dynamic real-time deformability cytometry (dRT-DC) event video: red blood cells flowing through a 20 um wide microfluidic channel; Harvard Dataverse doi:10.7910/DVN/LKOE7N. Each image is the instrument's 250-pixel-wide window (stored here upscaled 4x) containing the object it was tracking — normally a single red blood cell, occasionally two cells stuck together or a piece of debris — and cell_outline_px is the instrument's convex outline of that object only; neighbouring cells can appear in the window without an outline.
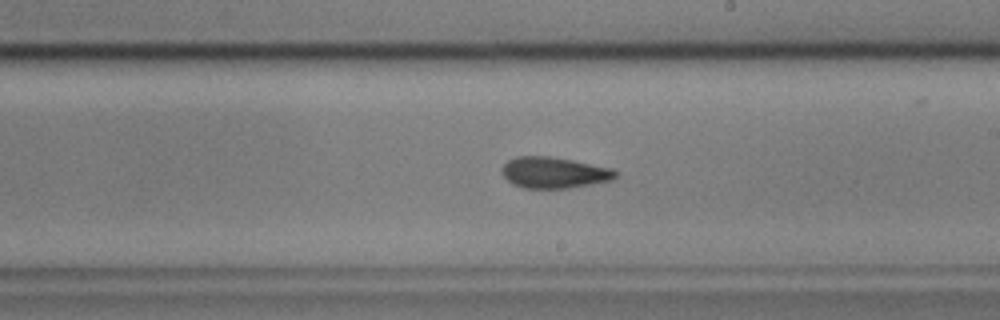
{"species": "common noctule bat (a hibernating species)", "species_latin": "Nyctalus noctula", "temperature_condition": "cold", "stored_images_in_passage": 40, "camera_frame_rate_fps": 3000, "um_per_image_px": 0.085, "animal": {"sex": "male", "body_mass_g": 17.9, "forearm_length_mm": 54.2}, "frame": {"image": 1, "passage_image": 15, "time_ms": 4.667, "image_size_px": [1000, 320], "cell_outline_px": [[620, 172], [612, 180], [568, 188], [524, 188], [512, 184], [504, 176], [500, 168], [508, 160], [516, 156], [548, 156], [572, 160], [612, 168]], "centroid_in_image_um": [47.09, 14.67], "position_along_channel_um": 241.9, "area_um2": 20.63}}
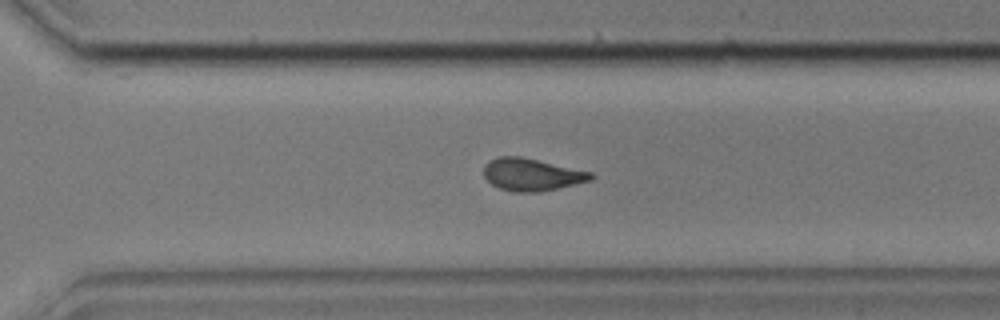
{"frame": {"image": 2, "passage_image": 22, "time_ms": 7.0, "image_size_px": [1000, 320], "cell_outline_px": [[596, 176], [592, 180], [540, 192], [512, 192], [500, 188], [492, 184], [484, 176], [484, 164], [500, 156], [520, 156], [592, 172]], "centroid_in_image_um": [45.21, 14.84], "position_along_channel_um": 325.4, "area_um2": 20.11}}
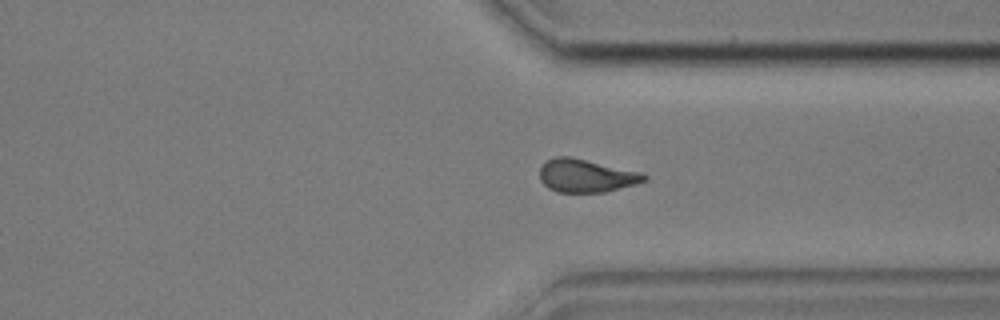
{"frame": {"image": 3, "passage_image": 25, "time_ms": 8.0, "image_size_px": [1000, 320], "cell_outline_px": [[648, 180], [636, 184], [604, 192], [556, 192], [548, 188], [540, 180], [540, 168], [548, 160], [556, 156], [568, 156], [644, 172], [648, 176]], "centroid_in_image_um": [49.86, 14.94], "position_along_channel_um": 361.5, "area_um2": 20.23}}